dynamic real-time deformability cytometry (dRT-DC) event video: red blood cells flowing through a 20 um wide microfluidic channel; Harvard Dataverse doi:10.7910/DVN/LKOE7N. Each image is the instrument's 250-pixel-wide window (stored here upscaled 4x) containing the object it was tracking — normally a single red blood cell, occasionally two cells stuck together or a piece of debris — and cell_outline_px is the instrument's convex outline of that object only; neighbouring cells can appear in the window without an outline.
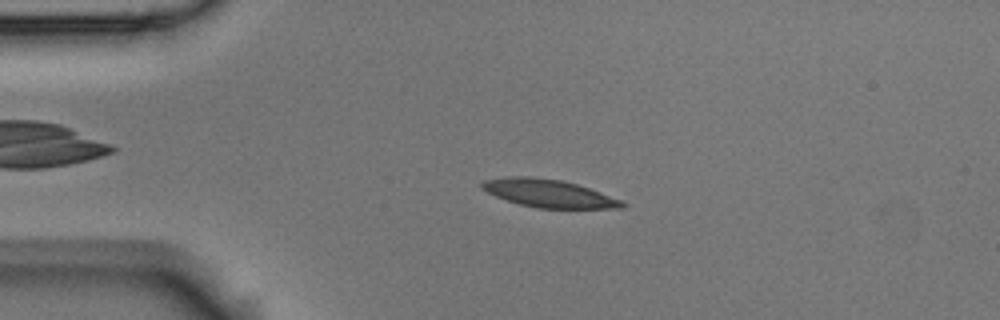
{"species": "Egyptian fruit bat (a non-hibernating species)", "species_latin": "Rousettus aegyptiacus", "temperature_condition": "room temperature", "stored_images_in_passage": 3, "camera_frame_rate_fps": 3000, "um_per_image_px": 0.085, "animal": {"sex": "male"}, "frame": {"image": 1, "passage_image": 2, "time_ms": 0.333, "image_size_px": [1000, 320], "cell_outline_px": [[628, 204], [624, 208], [536, 208], [520, 204], [496, 196], [480, 188], [480, 184], [484, 180], [508, 176], [532, 176], [564, 180], [624, 200]], "centroid_in_image_um": [46.67, 16.43], "position_along_channel_um": 38.3, "area_um2": 22.89}}